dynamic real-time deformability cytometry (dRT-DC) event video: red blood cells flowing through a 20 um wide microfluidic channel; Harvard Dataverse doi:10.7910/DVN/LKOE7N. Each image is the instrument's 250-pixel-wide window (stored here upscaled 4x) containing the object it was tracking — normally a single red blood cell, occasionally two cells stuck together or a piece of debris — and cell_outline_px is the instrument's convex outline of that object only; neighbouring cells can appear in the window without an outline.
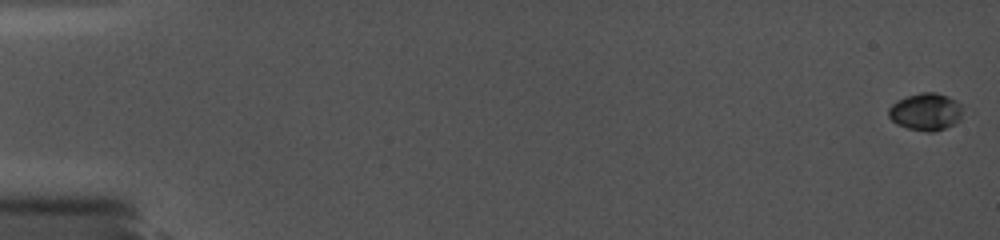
{"species": "common noctule bat (a hibernating species)", "species_latin": "Nyctalus noctula", "temperature_condition": "cold", "stored_images_in_passage": 45, "camera_frame_rate_fps": 5000, "um_per_image_px": 0.085, "animal": {"sex": "female", "body_mass_g": 19.0, "forearm_length_mm": 56.7}, "frame": {"image": 1, "passage_image": 1, "time_ms": 0.0, "image_size_px": [1000, 240], "cell_outline_px": [[960, 120], [956, 124], [932, 132], [928, 132], [908, 128], [896, 124], [888, 116], [888, 108], [896, 100], [920, 92], [936, 92], [948, 96], [956, 100], [960, 104]], "centroid_in_image_um": [78.66, 9.49], "position_along_channel_um": 6.3, "area_um2": 16.13}}
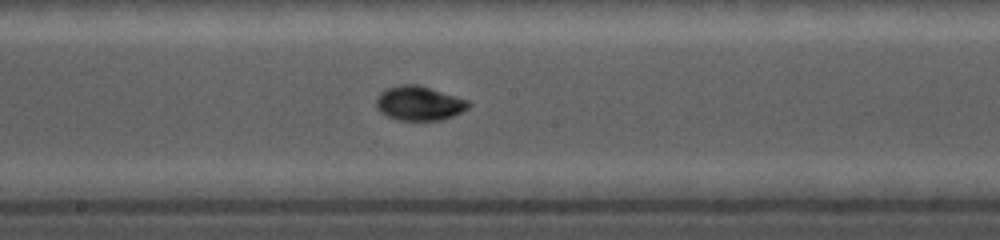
{"frame": {"image": 2, "passage_image": 27, "time_ms": 10.2, "image_size_px": [1000, 240], "cell_outline_px": [[472, 104], [468, 108], [452, 116], [440, 120], [400, 120], [388, 116], [380, 112], [376, 108], [376, 100], [380, 92], [388, 88], [400, 84], [416, 84], [468, 100]], "centroid_in_image_um": [35.61, 8.78], "position_along_channel_um": 212.6, "area_um2": 18.26}}
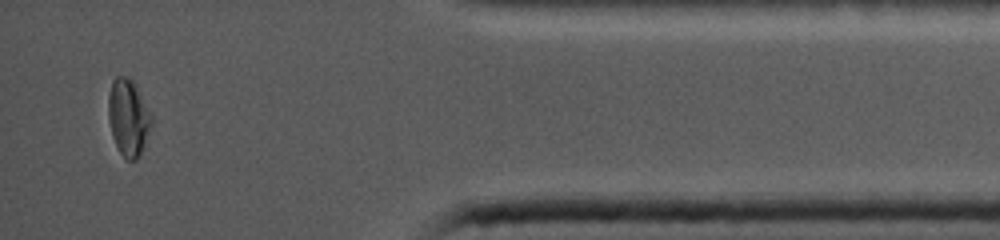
{"frame": {"image": 3, "passage_image": 43, "time_ms": 16.4, "image_size_px": [1000, 240], "cell_outline_px": [[152, 124], [140, 152], [136, 160], [128, 160], [120, 152], [112, 136], [108, 116], [108, 96], [112, 80], [116, 76], [128, 76], [136, 84], [152, 116]], "centroid_in_image_um": [10.89, 9.93], "position_along_channel_um": 424.3, "area_um2": 19.13}}